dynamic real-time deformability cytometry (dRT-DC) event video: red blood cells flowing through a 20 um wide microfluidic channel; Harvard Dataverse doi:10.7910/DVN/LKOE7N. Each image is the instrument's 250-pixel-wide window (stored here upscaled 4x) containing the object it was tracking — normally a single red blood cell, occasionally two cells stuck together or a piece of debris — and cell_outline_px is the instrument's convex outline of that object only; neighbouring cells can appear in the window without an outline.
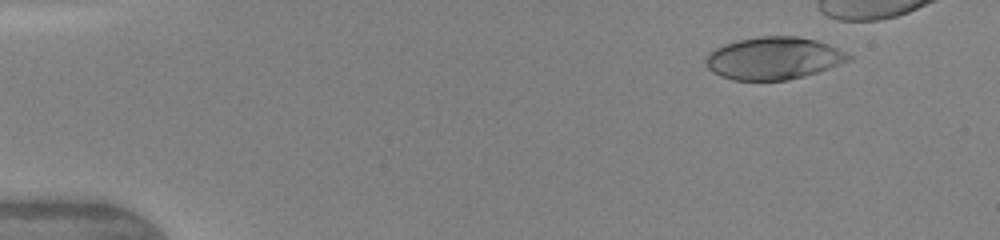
{"species": "human", "species_latin": "Homo sapiens", "temperature_condition": "warm", "stored_images_in_passage": 11, "camera_frame_rate_fps": 3000, "um_per_image_px": 0.085, "donor": {"sex": "female"}, "frame": {"image": 1, "passage_image": 2, "time_ms": 1.0, "image_size_px": [1000, 240], "cell_outline_px": [[852, 60], [804, 76], [788, 80], [732, 80], [720, 76], [712, 72], [704, 64], [704, 60], [716, 48], [724, 44], [740, 40], [760, 36], [796, 36], [816, 40], [828, 44], [852, 56]], "centroid_in_image_um": [65.74, 4.96], "position_along_channel_um": 19.3, "area_um2": 35.08}}